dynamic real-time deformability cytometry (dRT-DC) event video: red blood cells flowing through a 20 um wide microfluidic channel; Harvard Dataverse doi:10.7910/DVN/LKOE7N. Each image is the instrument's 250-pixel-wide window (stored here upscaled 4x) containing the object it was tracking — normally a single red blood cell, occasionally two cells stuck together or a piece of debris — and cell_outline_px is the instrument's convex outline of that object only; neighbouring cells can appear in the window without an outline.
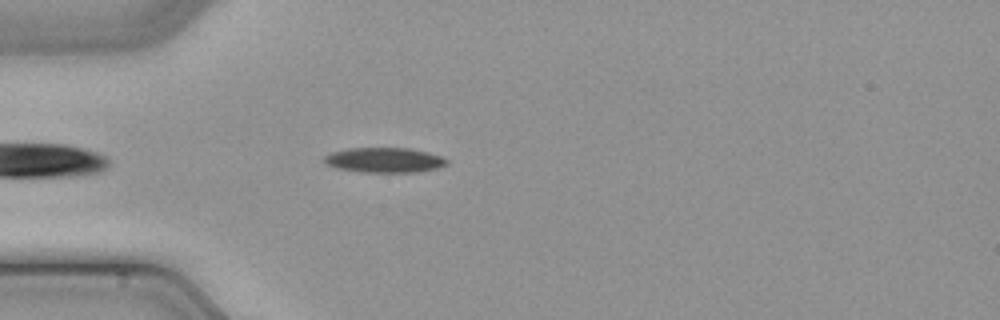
{"species": "common noctule bat (a hibernating species)", "species_latin": "Nyctalus noctula", "temperature_condition": "cold", "stored_images_in_passage": 40, "camera_frame_rate_fps": 3000, "um_per_image_px": 0.085, "animal": {"sex": "male", "body_mass_g": 21.5, "forearm_length_mm": 52.0}, "frame": {"image": 1, "passage_image": 5, "time_ms": 1.333, "image_size_px": [1000, 320], "cell_outline_px": [[448, 160], [444, 164], [436, 168], [416, 172], [364, 172], [336, 168], [324, 164], [324, 156], [332, 152], [348, 148], [408, 148], [428, 152], [440, 156]], "centroid_in_image_um": [32.62, 13.6], "position_along_channel_um": 52.4, "area_um2": 17.69}}
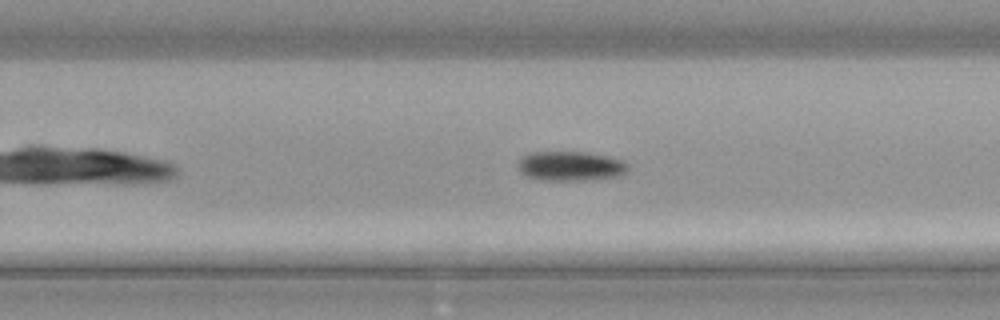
{"frame": {"image": 2, "passage_image": 22, "time_ms": 7.0, "image_size_px": [1000, 320], "cell_outline_px": [[628, 168], [620, 176], [584, 180], [544, 180], [528, 176], [520, 168], [520, 156], [528, 152], [588, 152], [608, 156], [624, 160], [628, 164]], "centroid_in_image_um": [48.54, 14.1], "position_along_channel_um": 281.3, "area_um2": 18.79}}
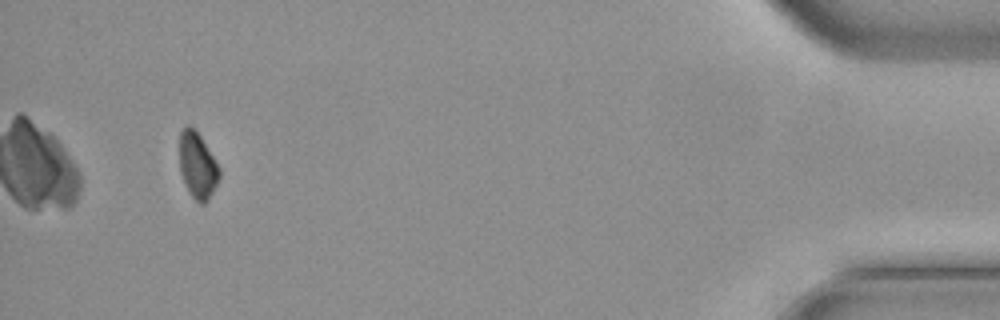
{"frame": {"image": 3, "passage_image": 37, "time_ms": 12.0, "image_size_px": [1000, 320], "cell_outline_px": [[220, 176], [212, 192], [204, 204], [200, 204], [188, 192], [180, 172], [180, 132], [188, 124], [200, 136], [220, 168]], "centroid_in_image_um": [16.78, 14.08], "position_along_channel_um": 418.4, "area_um2": 15.03}}